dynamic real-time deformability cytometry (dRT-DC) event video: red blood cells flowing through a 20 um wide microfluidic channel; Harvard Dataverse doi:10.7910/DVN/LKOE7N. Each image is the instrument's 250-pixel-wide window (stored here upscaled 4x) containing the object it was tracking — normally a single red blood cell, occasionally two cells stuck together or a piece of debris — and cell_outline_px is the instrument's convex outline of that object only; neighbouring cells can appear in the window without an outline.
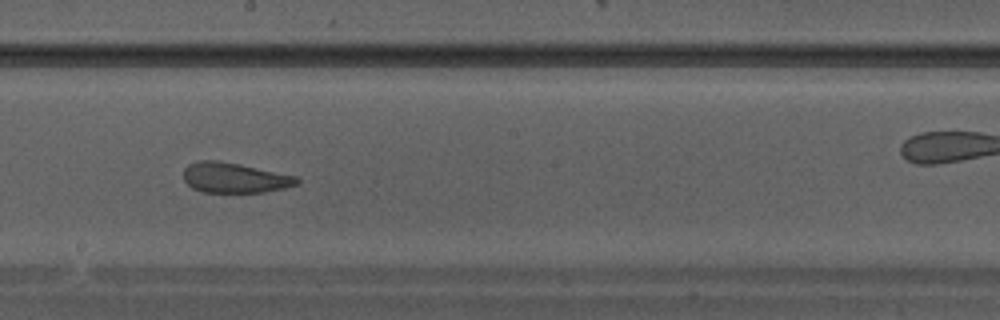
{"species": "Egyptian fruit bat (a non-hibernating species)", "species_latin": "Rousettus aegyptiacus", "temperature_condition": "warm", "stored_images_in_passage": 27, "camera_frame_rate_fps": 3000, "um_per_image_px": 0.085, "animal": {"sex": "male"}, "frame": {"image": 1, "passage_image": 11, "time_ms": 3.333, "image_size_px": [1000, 320], "cell_outline_px": [[300, 184], [284, 188], [264, 192], [200, 192], [192, 188], [184, 180], [184, 168], [188, 164], [200, 160], [216, 160], [240, 164], [296, 176], [300, 180]], "centroid_in_image_um": [19.93, 15.11], "position_along_channel_um": 228.3, "area_um2": 20.0}}